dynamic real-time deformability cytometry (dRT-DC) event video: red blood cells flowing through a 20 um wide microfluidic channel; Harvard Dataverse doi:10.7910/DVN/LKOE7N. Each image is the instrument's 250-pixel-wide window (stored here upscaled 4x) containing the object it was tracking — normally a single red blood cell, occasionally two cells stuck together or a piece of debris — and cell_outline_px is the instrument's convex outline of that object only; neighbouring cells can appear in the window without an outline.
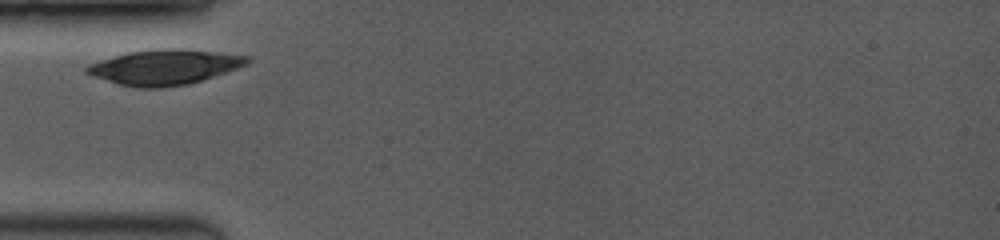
{"species": "common noctule bat (a hibernating species)", "species_latin": "Nyctalus noctula", "temperature_condition": "room temperature", "stored_images_in_passage": 18, "camera_frame_rate_fps": 3500, "um_per_image_px": 0.085, "animal": {"sex": "female", "body_mass_g": 19.0, "forearm_length_mm": 53.3}, "frame": {"image": 1, "passage_image": 1, "time_ms": 0.0, "image_size_px": [1000, 240], "cell_outline_px": [[252, 60], [248, 64], [188, 84], [156, 88], [140, 88], [120, 84], [92, 76], [84, 72], [84, 68], [88, 64], [100, 60], [128, 52], [156, 48], [184, 48], [248, 56]], "centroid_in_image_um": [13.95, 5.69], "position_along_channel_um": 71.1, "area_um2": 32.66}}
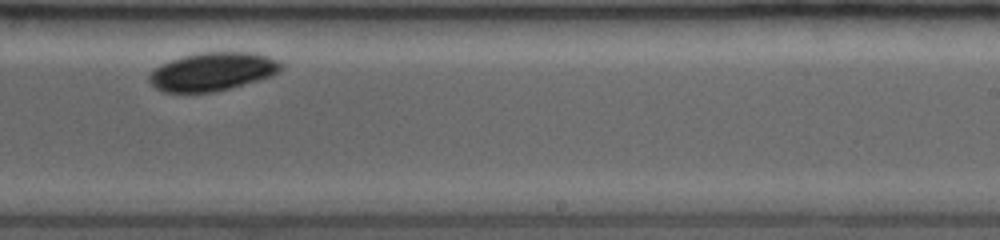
{"frame": {"image": 2, "passage_image": 11, "time_ms": 5.429, "image_size_px": [1000, 240], "cell_outline_px": [[284, 64], [280, 72], [272, 76], [244, 84], [212, 92], [160, 92], [148, 80], [148, 76], [160, 64], [180, 56], [200, 52], [256, 52], [280, 60]], "centroid_in_image_um": [18.09, 6.07], "position_along_channel_um": 270.9, "area_um2": 29.71}}
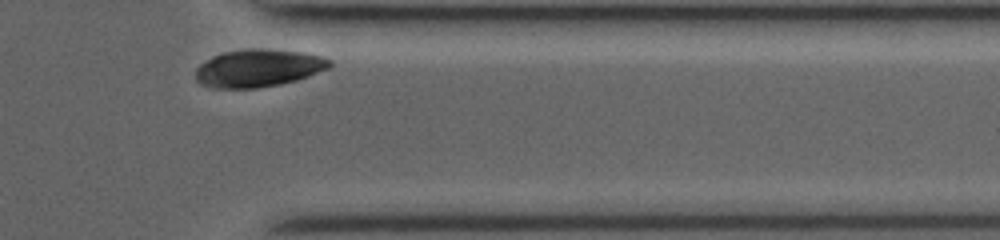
{"frame": {"image": 3, "passage_image": 18, "time_ms": 8.571, "image_size_px": [1000, 240], "cell_outline_px": [[332, 64], [328, 68], [308, 76], [296, 80], [280, 84], [256, 88], [212, 88], [200, 84], [196, 80], [196, 68], [200, 64], [212, 56], [224, 52], [248, 48], [268, 48], [304, 52], [320, 56], [332, 60]], "centroid_in_image_um": [21.95, 5.78], "position_along_channel_um": 389.5, "area_um2": 29.59}}